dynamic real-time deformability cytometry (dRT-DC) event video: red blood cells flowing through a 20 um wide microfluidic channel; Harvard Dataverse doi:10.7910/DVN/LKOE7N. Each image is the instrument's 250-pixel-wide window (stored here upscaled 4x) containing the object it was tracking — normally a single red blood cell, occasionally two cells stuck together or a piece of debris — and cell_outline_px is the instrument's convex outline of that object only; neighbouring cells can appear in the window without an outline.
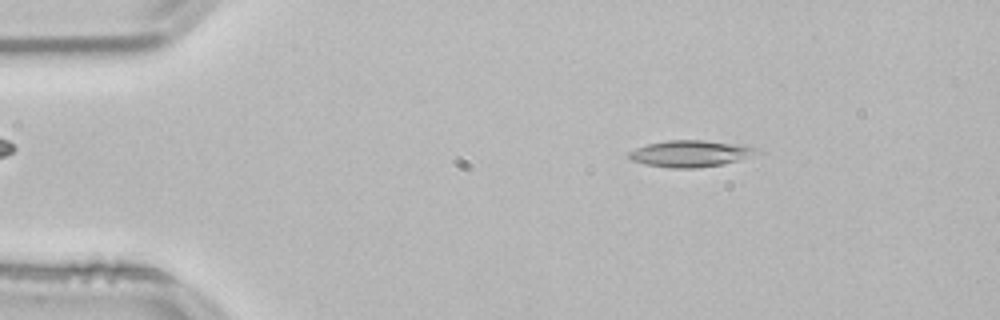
{"species": "common noctule bat (a hibernating species)", "species_latin": "Nyctalus noctula", "temperature_condition": "room temperature", "stored_images_in_passage": 14, "camera_frame_rate_fps": 3000, "um_per_image_px": 0.085, "animal": {"sex": "male", "body_mass_g": 21.5, "forearm_length_mm": 52.0}, "frame": {"image": 1, "passage_image": 6, "time_ms": 1.667, "image_size_px": [1000, 320], "cell_outline_px": [[764, 152], [740, 160], [724, 164], [696, 168], [668, 168], [644, 164], [632, 160], [628, 156], [628, 152], [636, 148], [648, 144], [668, 140], [704, 140], [756, 148]], "centroid_in_image_um": [58.68, 13.07], "position_along_channel_um": 26.3, "area_um2": 19.71}}
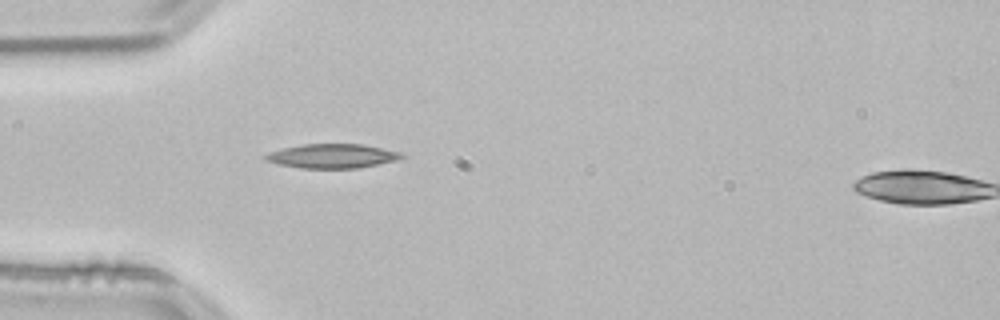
{"frame": {"image": 2, "passage_image": 13, "time_ms": 4.0, "image_size_px": [1000, 320], "cell_outline_px": [[404, 156], [396, 160], [360, 168], [300, 168], [280, 164], [264, 160], [264, 156], [272, 152], [284, 148], [304, 144], [364, 144], [400, 152]], "centroid_in_image_um": [28.26, 13.26], "position_along_channel_um": 56.7, "area_um2": 18.96}}